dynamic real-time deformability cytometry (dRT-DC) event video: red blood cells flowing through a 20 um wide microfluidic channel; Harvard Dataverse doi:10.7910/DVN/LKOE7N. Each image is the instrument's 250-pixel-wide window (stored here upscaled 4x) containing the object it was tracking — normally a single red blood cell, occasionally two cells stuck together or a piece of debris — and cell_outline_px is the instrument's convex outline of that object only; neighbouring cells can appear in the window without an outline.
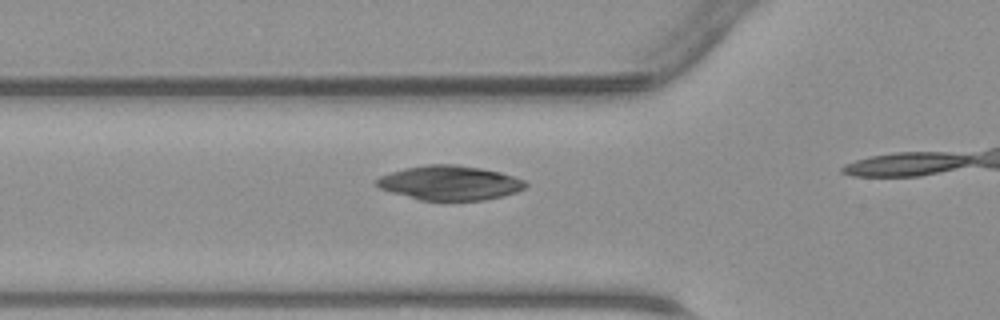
{"species": "common noctule bat (a hibernating species)", "species_latin": "Nyctalus noctula", "temperature_condition": "warm", "stored_images_in_passage": 15, "camera_frame_rate_fps": 3000, "um_per_image_px": 0.085, "animal": {"sex": "male", "body_mass_g": 23.1, "forearm_length_mm": 52.7}, "frame": {"image": 1, "passage_image": 11, "time_ms": 3.333, "image_size_px": [1000, 320], "cell_outline_px": [[528, 184], [524, 188], [516, 192], [504, 196], [484, 200], [420, 200], [392, 192], [380, 188], [376, 184], [376, 180], [380, 176], [404, 168], [428, 164], [456, 164], [480, 168], [500, 172], [524, 180]], "centroid_in_image_um": [38.24, 15.54], "position_along_channel_um": 87.6, "area_um2": 29.71}}
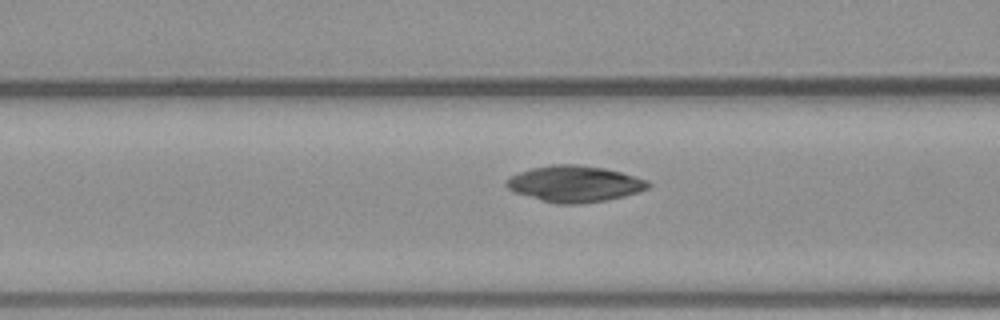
{"frame": {"image": 2, "passage_image": 13, "time_ms": 4.0, "image_size_px": [1000, 320], "cell_outline_px": [[652, 184], [648, 188], [624, 196], [608, 200], [580, 204], [556, 204], [516, 192], [508, 188], [504, 184], [504, 180], [508, 176], [532, 168], [552, 164], [580, 164], [604, 168], [620, 172], [648, 180]], "centroid_in_image_um": [48.83, 15.62], "position_along_channel_um": 117.8, "area_um2": 29.94}}